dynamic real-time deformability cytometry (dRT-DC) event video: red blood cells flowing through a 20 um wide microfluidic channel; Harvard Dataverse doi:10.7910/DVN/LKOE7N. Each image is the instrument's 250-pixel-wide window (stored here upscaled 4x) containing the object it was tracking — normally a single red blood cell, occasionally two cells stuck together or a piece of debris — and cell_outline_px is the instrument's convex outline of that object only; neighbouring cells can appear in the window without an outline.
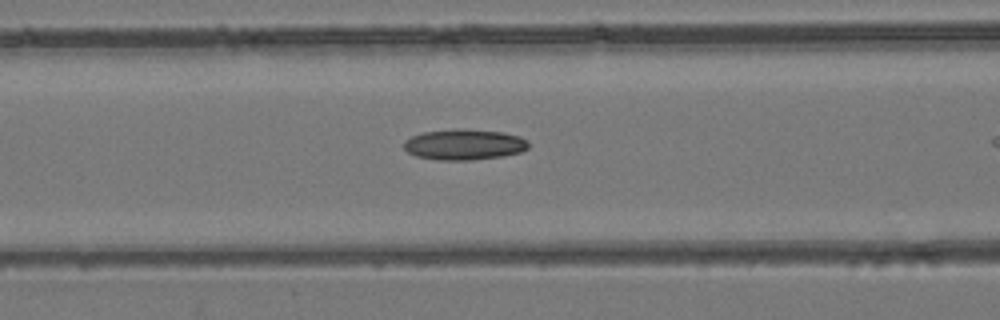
{"species": "common noctule bat (a hibernating species)", "species_latin": "Nyctalus noctula", "temperature_condition": "room temperature", "stored_images_in_passage": 24, "camera_frame_rate_fps": 3000, "um_per_image_px": 0.085, "animal": {"sex": "female", "body_mass_g": 24.6, "forearm_length_mm": 56.2}, "frame": {"image": 1, "passage_image": 8, "time_ms": 2.333, "image_size_px": [1000, 320], "cell_outline_px": [[528, 148], [520, 152], [504, 156], [468, 160], [436, 160], [416, 156], [408, 152], [404, 148], [404, 140], [412, 136], [424, 132], [456, 128], [464, 128], [504, 132], [520, 136], [528, 140]], "centroid_in_image_um": [39.47, 12.27], "position_along_channel_um": 127.1, "area_um2": 22.54}}
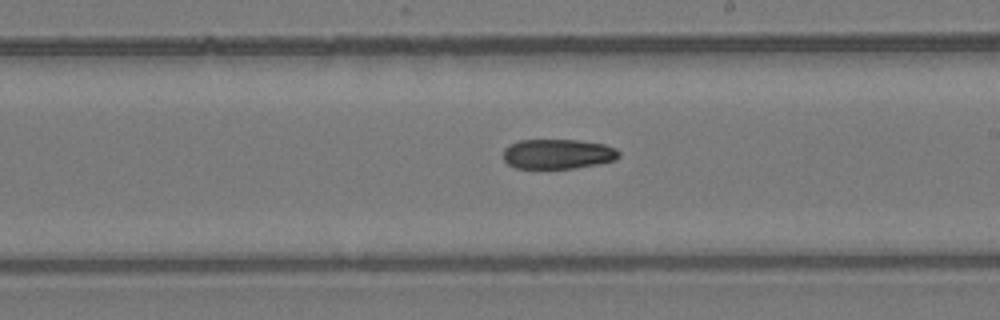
{"frame": {"image": 2, "passage_image": 16, "time_ms": 5.0, "image_size_px": [1000, 320], "cell_outline_px": [[620, 156], [616, 160], [600, 164], [576, 168], [516, 168], [508, 164], [504, 160], [504, 148], [520, 140], [580, 140], [604, 144], [616, 148], [620, 152]], "centroid_in_image_um": [47.47, 13.09], "position_along_channel_um": 241.5, "area_um2": 20.23}}
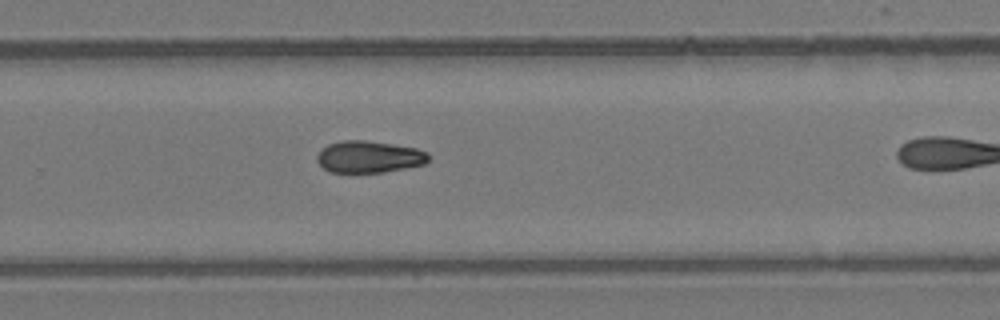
{"frame": {"image": 3, "passage_image": 20, "time_ms": 6.333, "image_size_px": [1000, 320], "cell_outline_px": [[428, 160], [424, 164], [384, 172], [328, 172], [316, 160], [316, 156], [328, 144], [340, 140], [364, 140], [392, 144], [416, 148], [428, 152]], "centroid_in_image_um": [31.35, 13.32], "position_along_channel_um": 298.4, "area_um2": 20.58}}